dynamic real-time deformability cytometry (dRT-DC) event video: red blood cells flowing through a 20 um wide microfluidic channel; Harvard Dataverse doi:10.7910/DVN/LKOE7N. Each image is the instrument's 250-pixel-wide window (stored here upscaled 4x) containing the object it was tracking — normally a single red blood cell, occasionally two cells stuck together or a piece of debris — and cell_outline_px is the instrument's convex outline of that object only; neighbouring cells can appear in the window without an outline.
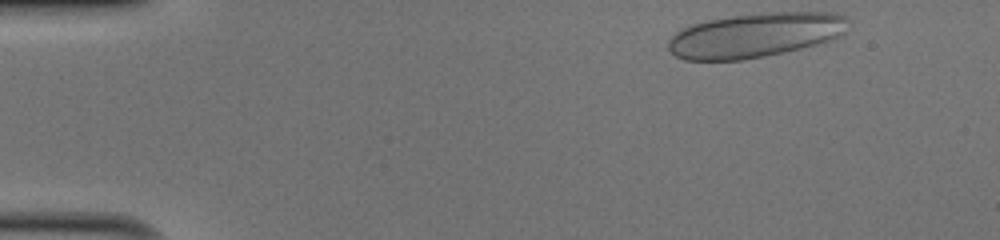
{"species": "human", "species_latin": "Homo sapiens", "temperature_condition": "cold", "stored_images_in_passage": 37, "camera_frame_rate_fps": 3000, "um_per_image_px": 0.085, "donor": {"sex": "male"}, "frame": {"image": 1, "passage_image": 1, "time_ms": 0.0, "image_size_px": [1000, 240], "cell_outline_px": [[848, 20], [844, 32], [836, 36], [800, 48], [764, 56], [744, 60], [684, 60], [676, 56], [668, 48], [668, 40], [676, 32], [692, 24], [708, 20], [736, 16], [768, 12], [832, 12], [844, 16]], "centroid_in_image_um": [64.13, 2.99], "position_along_channel_um": 20.9, "area_um2": 45.89}}
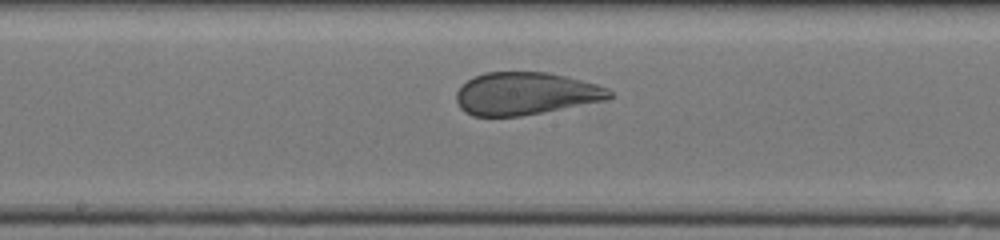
{"frame": {"image": 2, "passage_image": 22, "time_ms": 7.0, "image_size_px": [1000, 240], "cell_outline_px": [[612, 96], [608, 100], [520, 116], [472, 116], [464, 112], [460, 108], [456, 100], [456, 92], [472, 76], [484, 72], [548, 72], [568, 76], [596, 84], [608, 88], [612, 92]], "centroid_in_image_um": [44.67, 7.95], "position_along_channel_um": 203.5, "area_um2": 38.15}}
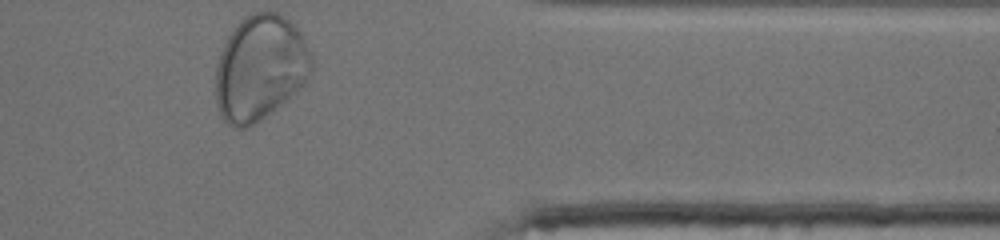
{"frame": {"image": 3, "passage_image": 37, "time_ms": 12.0, "image_size_px": [1000, 240], "cell_outline_px": [[312, 72], [308, 80], [296, 92], [260, 120], [244, 128], [232, 128], [220, 116], [216, 104], [216, 64], [224, 44], [228, 36], [236, 24], [244, 16], [252, 12], [276, 12], [284, 16], [296, 28], [304, 40], [312, 60]], "centroid_in_image_um": [22.09, 5.78], "position_along_channel_um": 389.3, "area_um2": 58.78}}